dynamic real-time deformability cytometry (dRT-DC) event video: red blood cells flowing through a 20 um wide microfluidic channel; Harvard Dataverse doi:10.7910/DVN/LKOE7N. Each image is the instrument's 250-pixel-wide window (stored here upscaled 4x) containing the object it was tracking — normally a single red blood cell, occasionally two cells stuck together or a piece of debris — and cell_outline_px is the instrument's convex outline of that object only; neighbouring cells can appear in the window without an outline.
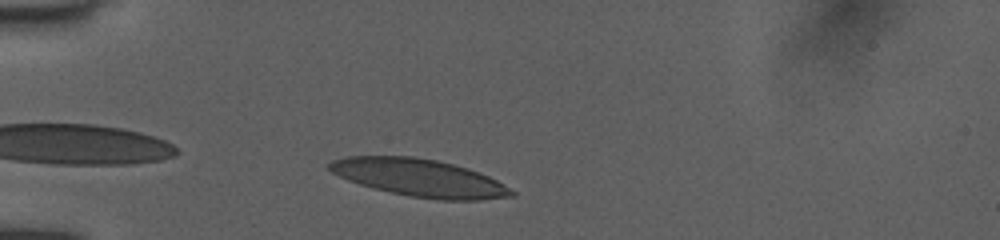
{"species": "human", "species_latin": "Homo sapiens", "temperature_condition": "room temperature", "stored_images_in_passage": 32, "camera_frame_rate_fps": 3000, "um_per_image_px": 0.085, "donor": {"sex": "female"}, "frame": {"image": 1, "passage_image": 2, "time_ms": 0.333, "image_size_px": [1000, 240], "cell_outline_px": [[516, 196], [480, 200], [436, 200], [412, 196], [372, 188], [348, 180], [332, 172], [328, 168], [328, 164], [332, 160], [348, 156], [412, 156], [436, 160], [468, 168], [488, 176], [496, 180], [516, 192]], "centroid_in_image_um": [35.66, 15.11], "position_along_channel_um": 49.3, "area_um2": 39.65}}
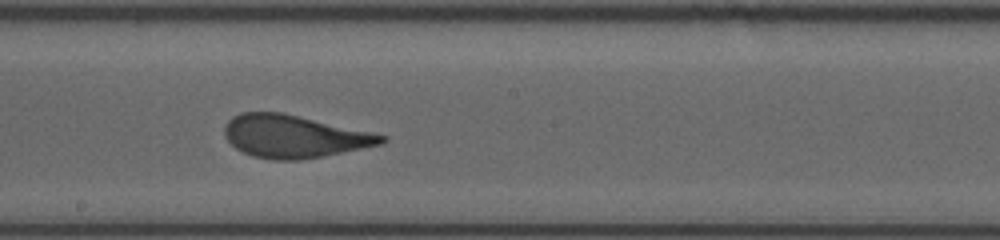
{"frame": {"image": 2, "passage_image": 17, "time_ms": 5.333, "image_size_px": [1000, 240], "cell_outline_px": [[388, 140], [380, 144], [300, 160], [272, 160], [252, 156], [236, 148], [224, 136], [224, 128], [228, 120], [232, 116], [240, 112], [280, 112], [388, 136]], "centroid_in_image_um": [24.93, 11.59], "position_along_channel_um": 223.3, "area_um2": 38.44}}
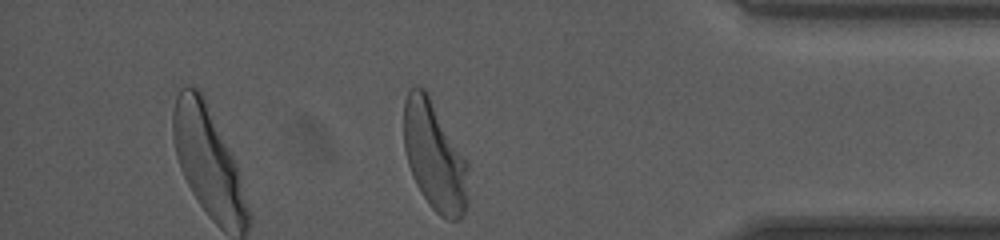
{"frame": {"image": 3, "passage_image": 32, "time_ms": 10.333, "image_size_px": [1000, 240], "cell_outline_px": [[468, 204], [460, 220], [448, 220], [440, 216], [428, 204], [420, 192], [412, 176], [408, 164], [404, 148], [404, 100], [408, 88], [416, 84], [420, 84], [428, 92], [468, 160]], "centroid_in_image_um": [36.94, 13.25], "position_along_channel_um": 398.3, "area_um2": 42.02}, "authors_computed_cell_mechanics": {"area_um2": 39.304, "velocity_mm_per_s": 3.966, "shape_relaxation_time_tau1_ms": 3.8044, "shape_relaxation_time_tau2_ms": null, "deformation_change_tau1": 0.1853, "deformation_change_tau2": null}}